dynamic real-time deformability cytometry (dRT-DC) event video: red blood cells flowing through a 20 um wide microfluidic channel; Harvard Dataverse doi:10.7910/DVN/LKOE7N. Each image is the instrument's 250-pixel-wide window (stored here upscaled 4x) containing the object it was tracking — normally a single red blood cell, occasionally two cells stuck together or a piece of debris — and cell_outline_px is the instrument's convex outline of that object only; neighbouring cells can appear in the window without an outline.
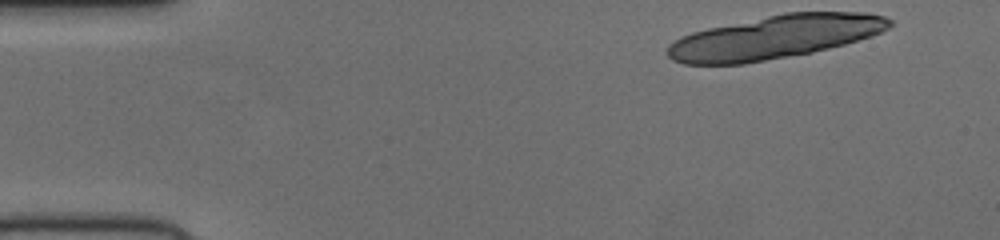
{"species": "human", "species_latin": "Homo sapiens", "temperature_condition": "cold", "stored_images_in_passage": 17, "camera_frame_rate_fps": 3000, "um_per_image_px": 0.085, "donor": {"sex": "female"}, "frame": {"image": 1, "passage_image": 1, "time_ms": 0.0, "image_size_px": [1000, 240], "cell_outline_px": [[892, 24], [888, 28], [880, 32], [844, 44], [812, 52], [744, 64], [684, 64], [672, 60], [668, 56], [668, 44], [680, 36], [692, 32], [708, 28], [784, 12], [864, 12], [884, 16], [892, 20]], "centroid_in_image_um": [65.82, 3.15], "position_along_channel_um": 19.2, "area_um2": 55.89}}
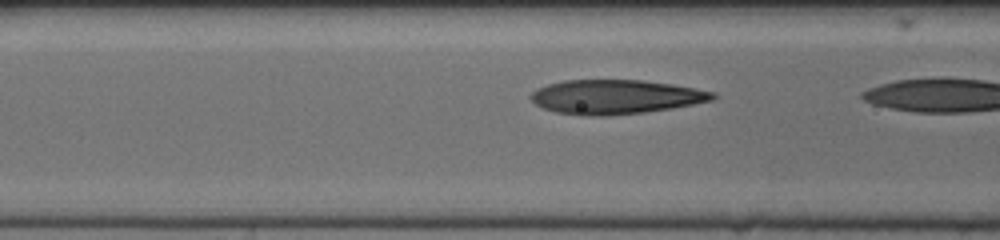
{"frame": {"image": 2, "passage_image": 15, "time_ms": 4.667, "image_size_px": [1000, 240], "cell_outline_px": [[716, 96], [712, 100], [672, 108], [644, 112], [608, 116], [580, 116], [556, 112], [544, 108], [536, 104], [528, 96], [536, 88], [548, 84], [564, 80], [644, 80], [672, 84], [716, 92]], "centroid_in_image_um": [52.29, 8.23], "position_along_channel_um": 114.3, "area_um2": 36.41}}